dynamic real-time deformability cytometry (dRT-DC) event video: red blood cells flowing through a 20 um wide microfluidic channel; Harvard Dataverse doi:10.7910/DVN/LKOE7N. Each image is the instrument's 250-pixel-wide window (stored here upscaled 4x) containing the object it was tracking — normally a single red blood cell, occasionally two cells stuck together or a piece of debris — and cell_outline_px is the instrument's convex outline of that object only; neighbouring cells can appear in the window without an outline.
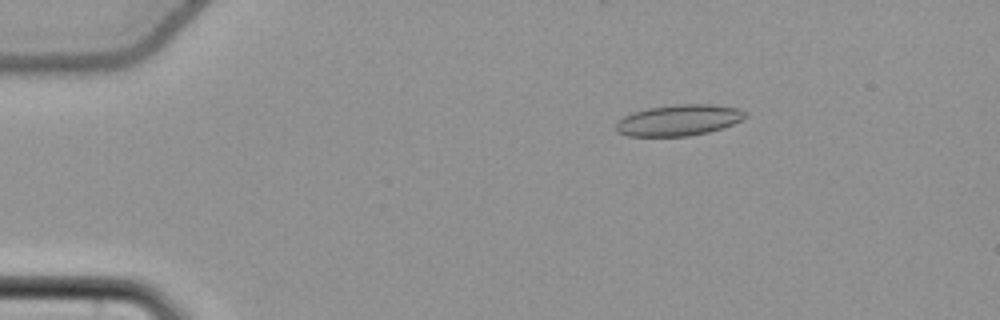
{"species": "common noctule bat (a hibernating species)", "species_latin": "Nyctalus noctula", "temperature_condition": "cold", "stored_images_in_passage": 51, "camera_frame_rate_fps": 3000, "um_per_image_px": 0.085, "animal": {"sex": "female", "body_mass_g": 22.7, "forearm_length_mm": 54.2}, "frame": {"image": 1, "passage_image": 6, "time_ms": 1.667, "image_size_px": [1000, 320], "cell_outline_px": [[748, 116], [732, 124], [708, 132], [688, 136], [628, 136], [616, 132], [616, 120], [632, 112], [648, 108], [676, 104], [716, 104], [736, 108], [744, 112]], "centroid_in_image_um": [57.64, 10.21], "position_along_channel_um": 27.4, "area_um2": 23.41}}
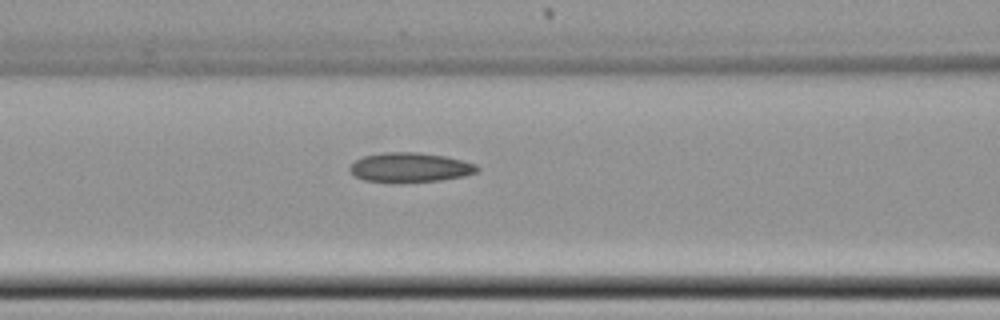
{"frame": {"image": 2, "passage_image": 20, "time_ms": 6.333, "image_size_px": [1000, 320], "cell_outline_px": [[480, 168], [476, 172], [464, 176], [440, 180], [400, 184], [392, 184], [364, 180], [356, 176], [348, 168], [356, 160], [364, 156], [384, 152], [416, 152], [444, 156], [476, 164]], "centroid_in_image_um": [34.83, 14.26], "position_along_channel_um": 131.8, "area_um2": 22.2}}
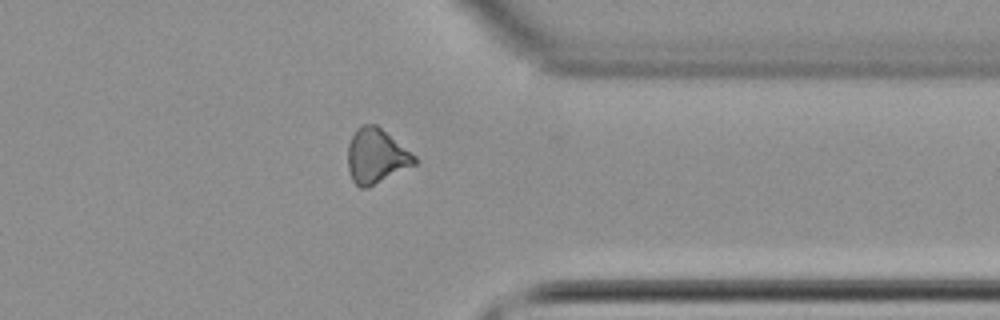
{"frame": {"image": 3, "passage_image": 40, "time_ms": 13.0, "image_size_px": [1000, 320], "cell_outline_px": [[416, 164], [368, 188], [360, 188], [352, 180], [348, 168], [348, 144], [356, 128], [364, 124], [376, 124], [416, 156]], "centroid_in_image_um": [31.96, 13.27], "position_along_channel_um": 379.4, "area_um2": 21.21}, "authors_computed_cell_mechanics": {"area_um2": 21.675, "velocity_mm_per_s": 3.7945, "shape_relaxation_time_tau1_ms": 6.7336, "shape_relaxation_time_tau2_ms": null, "deformation_change_tau1": 0.1035, "deformation_change_tau2": null}}